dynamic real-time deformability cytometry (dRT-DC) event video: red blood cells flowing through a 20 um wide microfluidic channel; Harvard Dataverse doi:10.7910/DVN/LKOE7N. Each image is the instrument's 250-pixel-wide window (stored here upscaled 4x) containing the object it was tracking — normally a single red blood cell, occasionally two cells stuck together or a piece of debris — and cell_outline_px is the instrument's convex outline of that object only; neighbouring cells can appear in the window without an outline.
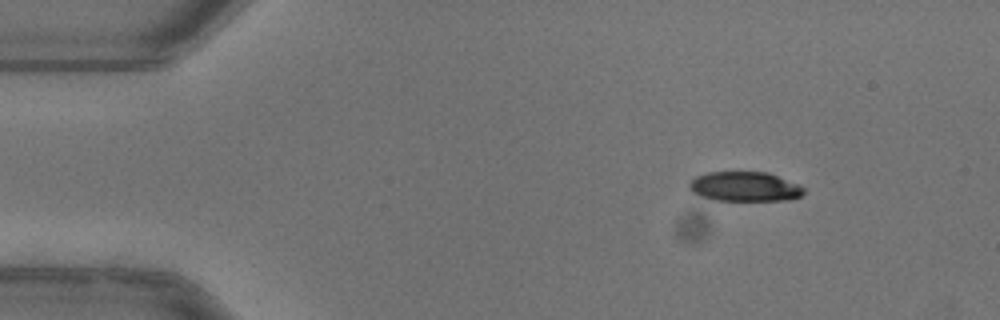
{"species": "common noctule bat (a hibernating species)", "species_latin": "Nyctalus noctula", "temperature_condition": "warm", "stored_images_in_passage": 46, "camera_frame_rate_fps": 3000, "um_per_image_px": 0.085, "animal": {"sex": "female"}, "frame": {"image": 1, "passage_image": 1, "time_ms": 0.0, "image_size_px": [1000, 320], "cell_outline_px": [[804, 192], [800, 196], [792, 200], [712, 200], [700, 196], [692, 192], [688, 188], [688, 184], [696, 176], [708, 172], [768, 172], [796, 184], [804, 188]], "centroid_in_image_um": [63.26, 15.86], "position_along_channel_um": 21.7, "area_um2": 19.71}}
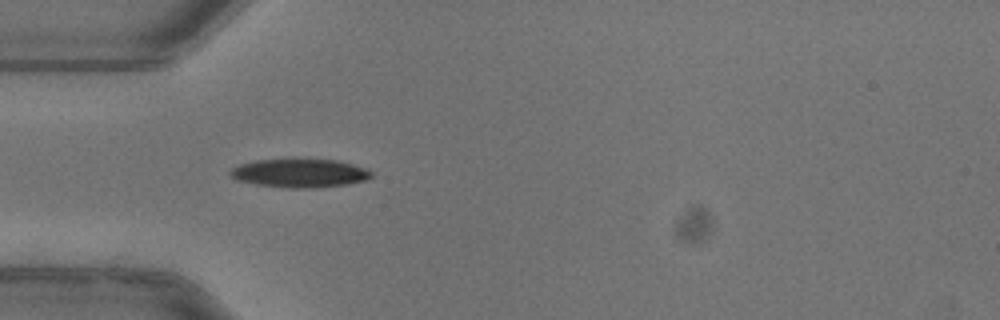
{"frame": {"image": 2, "passage_image": 10, "time_ms": 3.0, "image_size_px": [1000, 320], "cell_outline_px": [[372, 176], [364, 180], [348, 184], [316, 188], [288, 188], [256, 184], [236, 180], [228, 172], [232, 168], [240, 164], [256, 160], [340, 160], [368, 168], [372, 172]], "centroid_in_image_um": [25.51, 14.72], "position_along_channel_um": 59.5, "area_um2": 23.41}, "authors_computed_cell_mechanics": {"area_um2": 22.9466, "velocity_mm_per_s": 3.9623, "shape_relaxation_time_tau1_ms": 3.6913, "shape_relaxation_time_tau2_ms": 8.8395, "deformation_change_tau1": 0.1588, "deformation_change_tau2": 0.1436}}